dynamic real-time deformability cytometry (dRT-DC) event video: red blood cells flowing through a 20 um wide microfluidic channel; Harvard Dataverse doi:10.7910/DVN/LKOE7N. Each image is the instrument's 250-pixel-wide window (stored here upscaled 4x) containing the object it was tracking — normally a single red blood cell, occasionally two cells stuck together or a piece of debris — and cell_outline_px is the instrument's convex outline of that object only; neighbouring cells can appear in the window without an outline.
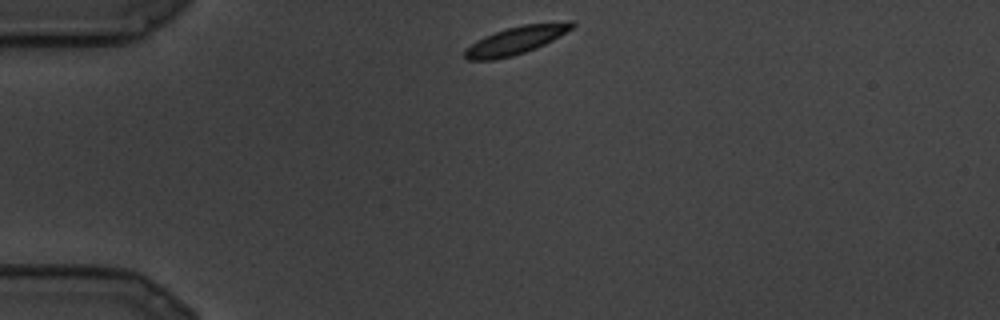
{"species": "common noctule bat (a hibernating species)", "species_latin": "Nyctalus noctula", "temperature_condition": "cold", "stored_images_in_passage": 5, "camera_frame_rate_fps": 3000, "um_per_image_px": 0.085, "animal": {"sex": "male", "body_mass_g": 19.5, "forearm_length_mm": 54.6}, "frame": {"image": 1, "passage_image": 1, "time_ms": 0.0, "image_size_px": [1000, 320], "cell_outline_px": [[576, 24], [572, 28], [552, 40], [536, 48], [512, 56], [492, 60], [468, 60], [464, 56], [464, 52], [476, 40], [484, 36], [508, 28], [524, 24], [568, 20], [572, 20]], "centroid_in_image_um": [43.89, 3.41], "position_along_channel_um": 41.1, "area_um2": 17.28}}
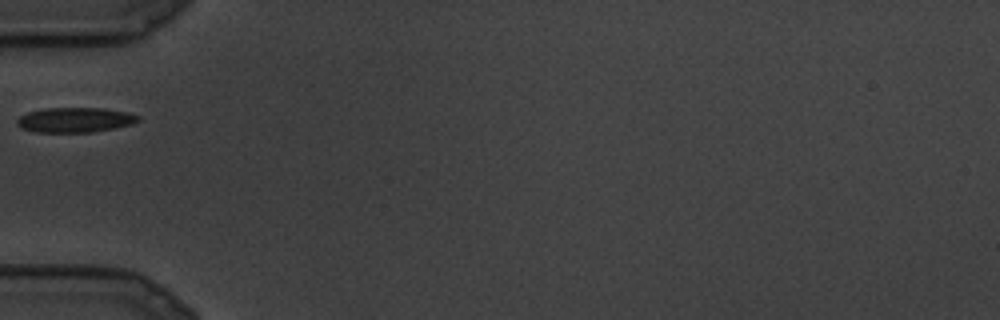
{"frame": {"image": 2, "passage_image": 4, "time_ms": 1.0, "image_size_px": [1000, 320], "cell_outline_px": [[140, 120], [132, 124], [116, 128], [92, 132], [36, 132], [20, 128], [16, 124], [16, 120], [20, 116], [28, 112], [44, 108], [100, 108], [128, 112], [140, 116]], "centroid_in_image_um": [6.37, 10.19], "position_along_channel_um": 78.6, "area_um2": 17.69}}